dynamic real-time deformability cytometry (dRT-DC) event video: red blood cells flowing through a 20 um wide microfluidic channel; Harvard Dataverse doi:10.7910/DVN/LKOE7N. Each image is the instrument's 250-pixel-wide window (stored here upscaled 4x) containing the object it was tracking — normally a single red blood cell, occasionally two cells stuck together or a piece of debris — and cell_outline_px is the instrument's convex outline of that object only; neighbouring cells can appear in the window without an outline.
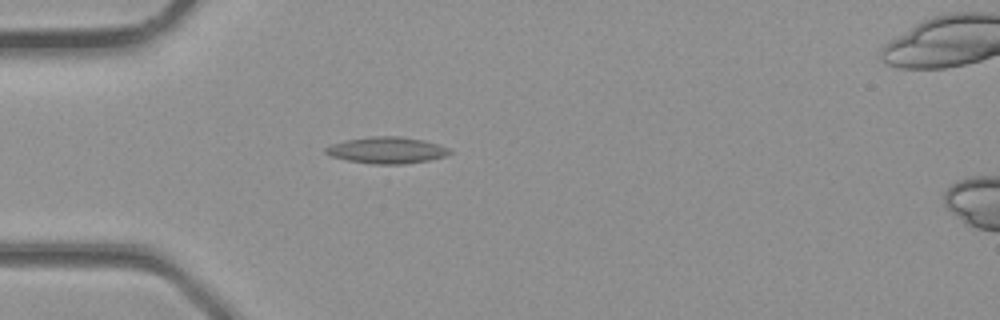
{"species": "common noctule bat (a hibernating species)", "species_latin": "Nyctalus noctula", "temperature_condition": "room temperature", "stored_images_in_passage": 3, "camera_frame_rate_fps": 3000, "um_per_image_px": 0.085, "animal": {"sex": "male", "body_mass_g": 23.1, "forearm_length_mm": 52.7}, "frame": {"image": 1, "passage_image": 2, "time_ms": 0.333, "image_size_px": [1000, 320], "cell_outline_px": [[452, 152], [444, 156], [428, 160], [404, 164], [372, 164], [348, 160], [332, 156], [324, 152], [324, 148], [332, 144], [344, 140], [372, 136], [400, 136], [424, 140], [440, 144], [448, 148]], "centroid_in_image_um": [32.88, 12.76], "position_along_channel_um": 52.1, "area_um2": 19.13}}